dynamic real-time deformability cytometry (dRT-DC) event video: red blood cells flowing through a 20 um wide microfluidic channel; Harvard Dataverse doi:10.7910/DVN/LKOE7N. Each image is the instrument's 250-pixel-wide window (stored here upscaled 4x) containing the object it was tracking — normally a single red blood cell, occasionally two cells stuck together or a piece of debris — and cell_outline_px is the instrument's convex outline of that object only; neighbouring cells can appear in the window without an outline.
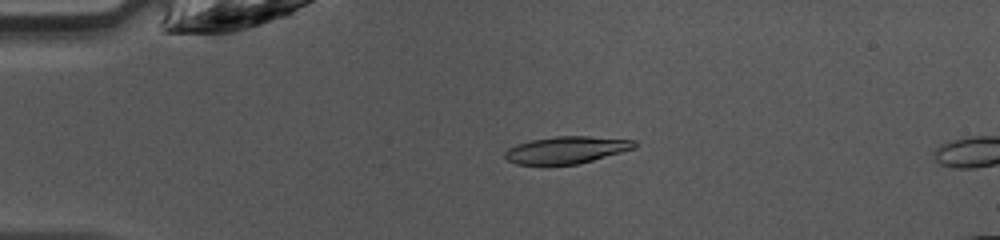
{"species": "common noctule bat (a hibernating species)", "species_latin": "Nyctalus noctula", "temperature_condition": "warm", "stored_images_in_passage": 7, "camera_frame_rate_fps": 3000, "um_per_image_px": 0.085, "animal": {"sex": "female", "body_mass_g": 10.0, "forearm_length_mm": 53.1}, "frame": {"image": 1, "passage_image": 4, "time_ms": 1.0, "image_size_px": [1000, 240], "cell_outline_px": [[636, 148], [580, 164], [516, 164], [508, 160], [504, 156], [504, 152], [508, 148], [516, 144], [532, 140], [556, 136], [588, 136], [636, 140]], "centroid_in_image_um": [48.17, 12.74], "position_along_channel_um": 36.8, "area_um2": 20.46}}